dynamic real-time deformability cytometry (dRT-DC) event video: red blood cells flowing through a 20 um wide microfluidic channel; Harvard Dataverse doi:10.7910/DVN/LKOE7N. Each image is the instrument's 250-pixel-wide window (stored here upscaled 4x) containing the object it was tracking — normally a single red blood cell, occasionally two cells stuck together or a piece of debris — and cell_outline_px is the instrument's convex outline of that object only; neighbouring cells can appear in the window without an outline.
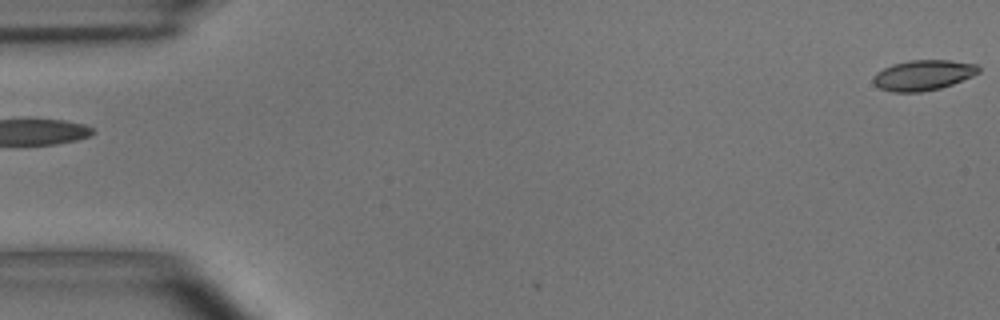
{"species": "common noctule bat (a hibernating species)", "species_latin": "Nyctalus noctula", "temperature_condition": "room temperature", "stored_images_in_passage": 4, "camera_frame_rate_fps": 3000, "um_per_image_px": 0.085, "animal": {"sex": "male", "body_mass_g": 15.6}, "frame": {"image": 1, "passage_image": 1, "time_ms": 0.0, "image_size_px": [1000, 320], "cell_outline_px": [[980, 72], [972, 76], [952, 84], [940, 88], [920, 92], [892, 92], [880, 88], [872, 80], [872, 76], [876, 72], [892, 64], [908, 60], [948, 60], [976, 64], [980, 68]], "centroid_in_image_um": [78.45, 6.38], "position_along_channel_um": 6.5, "area_um2": 18.61}}